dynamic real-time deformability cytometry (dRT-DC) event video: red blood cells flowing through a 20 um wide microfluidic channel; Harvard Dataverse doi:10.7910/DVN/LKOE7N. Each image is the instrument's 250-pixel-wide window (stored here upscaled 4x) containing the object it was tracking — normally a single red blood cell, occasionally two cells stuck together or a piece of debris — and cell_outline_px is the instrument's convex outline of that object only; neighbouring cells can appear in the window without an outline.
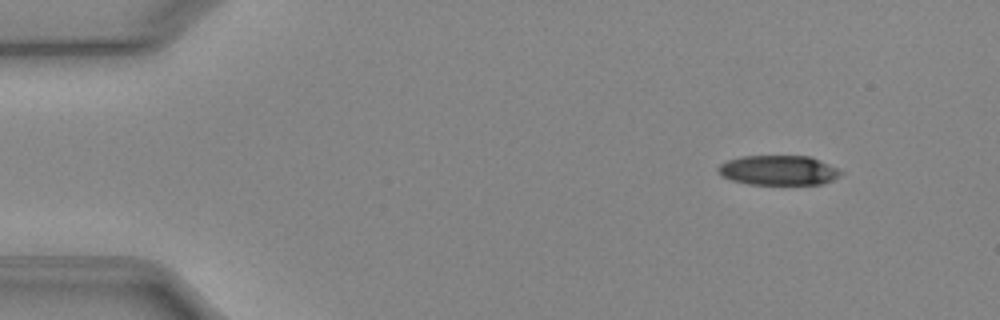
{"species": "Egyptian fruit bat (a non-hibernating species)", "species_latin": "Rousettus aegyptiacus", "temperature_condition": "cold", "stored_images_in_passage": 47, "camera_frame_rate_fps": 3000, "um_per_image_px": 0.085, "animal": {"sex": "female"}, "frame": {"image": 1, "passage_image": 1, "time_ms": 0.0, "image_size_px": [1000, 320], "cell_outline_px": [[844, 172], [832, 180], [820, 184], [748, 184], [732, 180], [720, 176], [716, 168], [720, 164], [728, 160], [740, 156], [808, 156], [828, 164]], "centroid_in_image_um": [66.11, 14.47], "position_along_channel_um": 18.9, "area_um2": 21.15}}
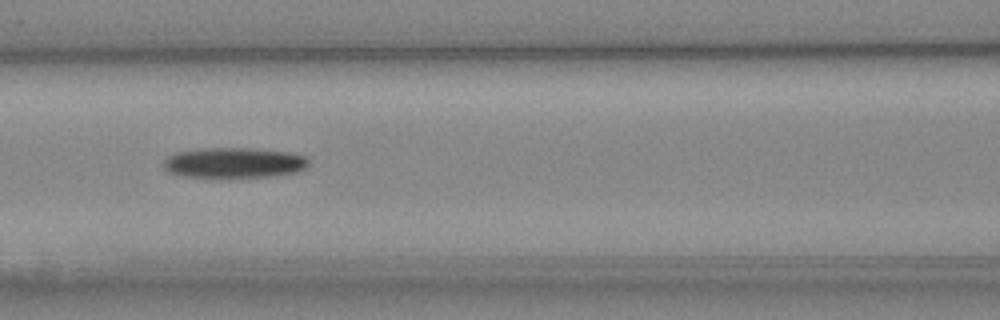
{"frame": {"image": 2, "passage_image": 18, "time_ms": 5.667, "image_size_px": [1000, 320], "cell_outline_px": [[308, 164], [300, 172], [276, 176], [180, 176], [168, 172], [164, 168], [164, 160], [168, 156], [176, 152], [204, 148], [252, 148], [288, 152], [304, 156], [308, 160]], "centroid_in_image_um": [19.9, 13.82], "position_along_channel_um": 146.7, "area_um2": 25.43}}
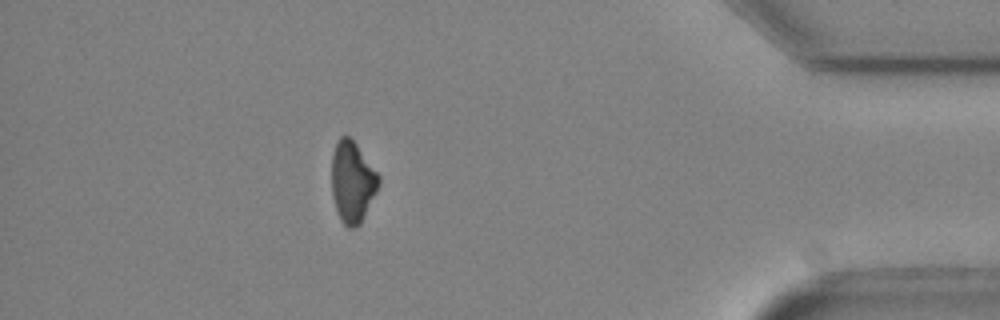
{"frame": {"image": 3, "passage_image": 41, "time_ms": 13.333, "image_size_px": [1000, 320], "cell_outline_px": [[380, 184], [360, 224], [356, 228], [348, 228], [340, 220], [332, 196], [332, 152], [336, 140], [340, 136], [348, 136], [356, 144], [380, 176]], "centroid_in_image_um": [29.94, 15.46], "position_along_channel_um": 405.3, "area_um2": 22.25}, "authors_computed_cell_mechanics": {"area_um2": 24.1026, "velocity_mm_per_s": 3.9443, "shape_relaxation_time_tau1_ms": 3.7084, "shape_relaxation_time_tau2_ms": null, "deformation_change_tau1": 0.1379, "deformation_change_tau2": null}}